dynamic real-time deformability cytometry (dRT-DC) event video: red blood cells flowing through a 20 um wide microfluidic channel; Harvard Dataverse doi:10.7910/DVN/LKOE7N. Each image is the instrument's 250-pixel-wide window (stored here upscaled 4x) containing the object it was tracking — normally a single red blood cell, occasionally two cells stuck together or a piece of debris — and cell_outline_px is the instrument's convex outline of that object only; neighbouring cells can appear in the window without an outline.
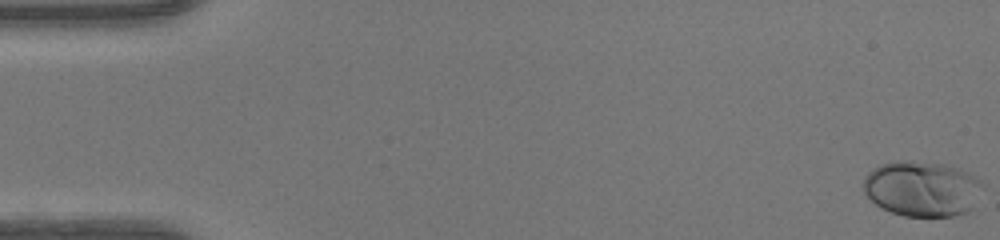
{"species": "human", "species_latin": "Homo sapiens", "temperature_condition": "warm", "stored_images_in_passage": 50, "camera_frame_rate_fps": 3000, "um_per_image_px": 0.085, "donor": {"sex": "female"}, "frame": {"image": 1, "passage_image": 1, "time_ms": 0.0, "image_size_px": [1000, 240], "cell_outline_px": [[984, 184], [968, 212], [952, 216], [904, 216], [892, 212], [876, 204], [864, 192], [864, 176], [868, 172], [880, 164], [896, 160], [904, 160], [944, 164], [960, 168], [968, 172], [980, 180]], "centroid_in_image_um": [78.36, 16.02], "position_along_channel_um": 6.6, "area_um2": 38.38}}
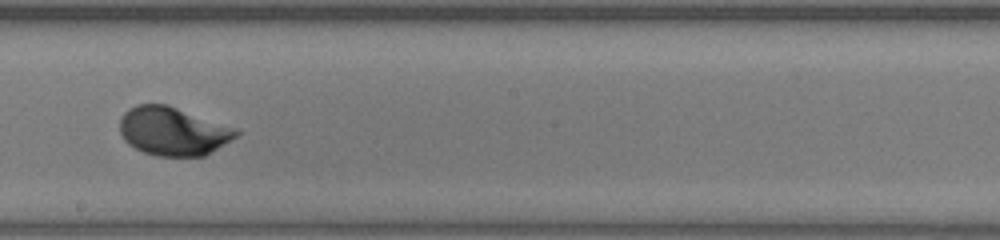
{"frame": {"image": 2, "passage_image": 29, "time_ms": 9.333, "image_size_px": [1000, 240], "cell_outline_px": [[240, 132], [236, 136], [204, 156], [156, 156], [144, 152], [128, 144], [124, 140], [120, 132], [120, 116], [128, 108], [136, 104], [168, 104], [240, 128]], "centroid_in_image_um": [14.71, 11.13], "position_along_channel_um": 233.5, "area_um2": 33.23}}
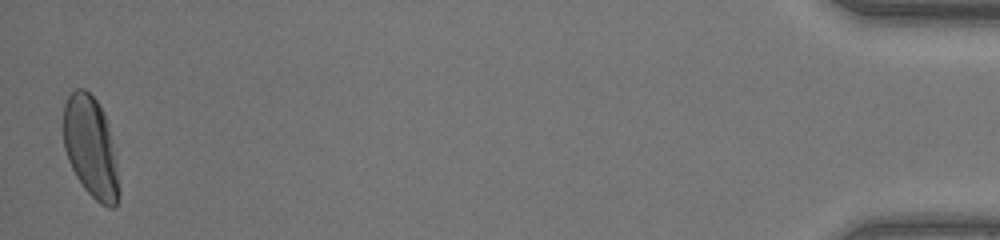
{"frame": {"image": 3, "passage_image": 50, "time_ms": 16.333, "image_size_px": [1000, 240], "cell_outline_px": [[120, 192], [116, 204], [112, 208], [108, 208], [100, 204], [84, 188], [76, 176], [68, 160], [64, 148], [64, 104], [68, 96], [76, 88], [84, 88], [96, 100], [104, 112], [116, 160], [120, 188]], "centroid_in_image_um": [7.71, 12.54], "position_along_channel_um": 427.5, "area_um2": 32.54}, "authors_computed_cell_mechanics": {"area_um2": 32.2813, "velocity_mm_per_s": 4.1585, "shape_relaxation_time_tau1_ms": 2.2562, "shape_relaxation_time_tau2_ms": null, "deformation_change_tau1": 0.1375, "deformation_change_tau2": null}}